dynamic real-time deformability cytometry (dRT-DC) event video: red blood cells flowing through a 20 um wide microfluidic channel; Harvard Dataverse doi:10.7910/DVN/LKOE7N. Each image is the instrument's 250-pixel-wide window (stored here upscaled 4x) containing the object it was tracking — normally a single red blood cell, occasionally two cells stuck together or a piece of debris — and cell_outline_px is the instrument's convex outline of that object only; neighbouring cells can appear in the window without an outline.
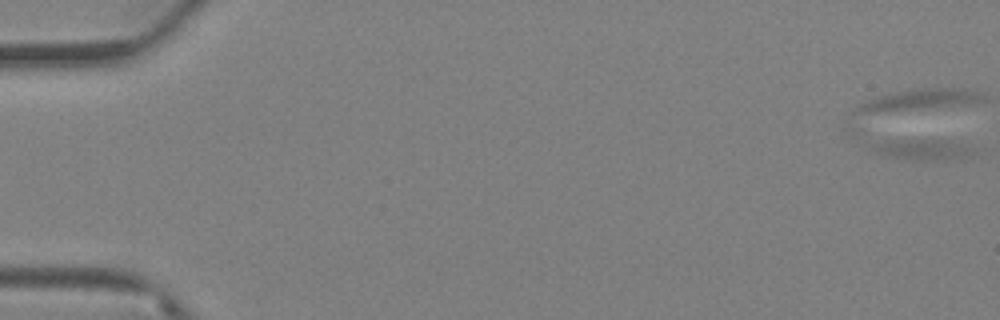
{"species": "Egyptian fruit bat (a non-hibernating species)", "species_latin": "Rousettus aegyptiacus", "temperature_condition": "warm", "stored_images_in_passage": 92, "camera_frame_rate_fps": 3000, "um_per_image_px": 0.085, "animal": {"sex": "female"}, "frame": {"image": 1, "passage_image": 1, "time_ms": 0.0, "image_size_px": [1000, 320], "cell_outline_px": [[976, 152], [972, 156], [964, 160], [912, 160], [884, 156], [872, 152], [868, 148], [868, 140], [948, 140], [964, 144], [976, 148]], "centroid_in_image_um": [78.38, 12.72], "position_along_channel_um": 6.6, "area_um2": 13.35}}
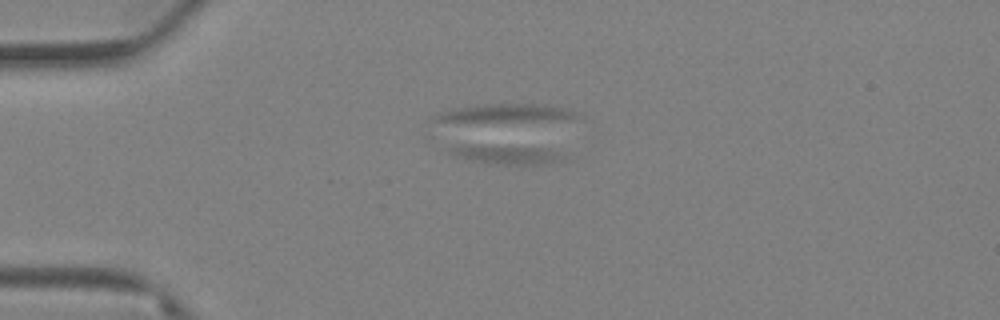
{"frame": {"image": 2, "passage_image": 26, "time_ms": 8.333, "image_size_px": [1000, 320], "cell_outline_px": [[564, 160], [552, 164], [488, 164], [468, 160], [456, 156], [448, 152], [452, 148], [464, 144], [468, 144], [548, 148], [564, 156]], "centroid_in_image_um": [43.06, 13.14], "position_along_channel_um": 41.9, "area_um2": 12.77}}